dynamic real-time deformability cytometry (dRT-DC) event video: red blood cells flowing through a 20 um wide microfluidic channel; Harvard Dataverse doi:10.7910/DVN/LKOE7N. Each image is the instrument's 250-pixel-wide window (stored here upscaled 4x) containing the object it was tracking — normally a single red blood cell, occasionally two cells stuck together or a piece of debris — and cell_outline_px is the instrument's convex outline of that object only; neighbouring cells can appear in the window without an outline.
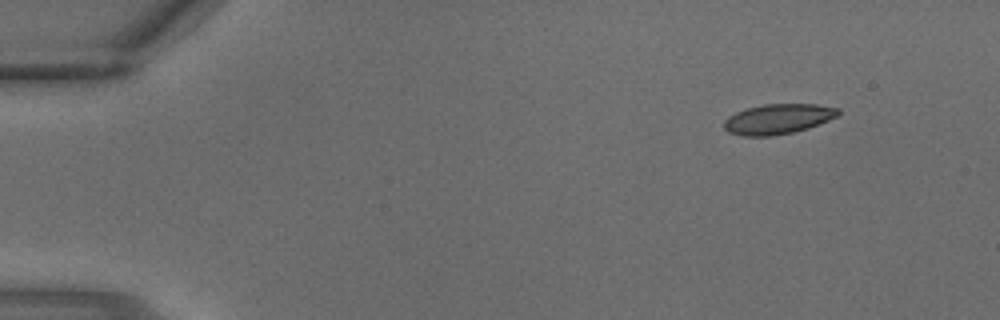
{"species": "common noctule bat (a hibernating species)", "species_latin": "Nyctalus noctula", "temperature_condition": "warm", "stored_images_in_passage": 3, "camera_frame_rate_fps": 3000, "um_per_image_px": 0.085, "animal": {"sex": "male", "body_mass_g": 18.8}, "frame": {"image": 1, "passage_image": 1, "time_ms": 0.0, "image_size_px": [1000, 320], "cell_outline_px": [[840, 112], [836, 116], [828, 120], [808, 128], [792, 132], [772, 136], [744, 136], [728, 132], [724, 128], [724, 120], [728, 116], [736, 112], [748, 108], [764, 104], [816, 104], [840, 108]], "centroid_in_image_um": [66.12, 10.11], "position_along_channel_um": 18.9, "area_um2": 19.94}}
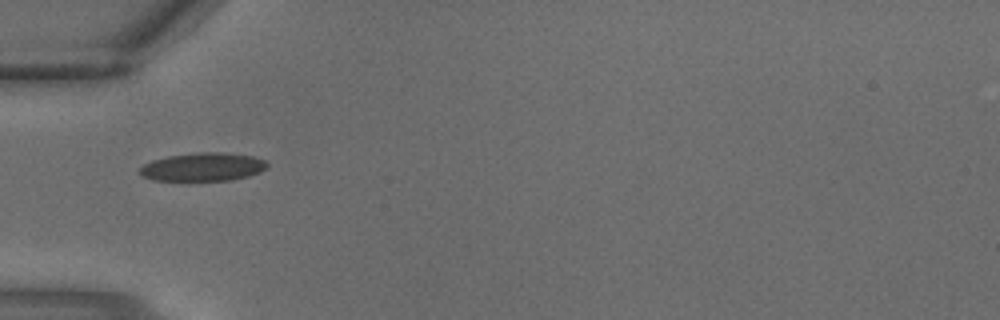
{"frame": {"image": 2, "passage_image": 3, "time_ms": 0.667, "image_size_px": [1000, 320], "cell_outline_px": [[268, 168], [260, 172], [248, 176], [228, 180], [152, 180], [140, 176], [136, 172], [144, 164], [152, 160], [168, 156], [196, 152], [220, 152], [252, 156], [264, 160], [268, 164]], "centroid_in_image_um": [17.21, 14.19], "position_along_channel_um": 67.8, "area_um2": 21.1}}